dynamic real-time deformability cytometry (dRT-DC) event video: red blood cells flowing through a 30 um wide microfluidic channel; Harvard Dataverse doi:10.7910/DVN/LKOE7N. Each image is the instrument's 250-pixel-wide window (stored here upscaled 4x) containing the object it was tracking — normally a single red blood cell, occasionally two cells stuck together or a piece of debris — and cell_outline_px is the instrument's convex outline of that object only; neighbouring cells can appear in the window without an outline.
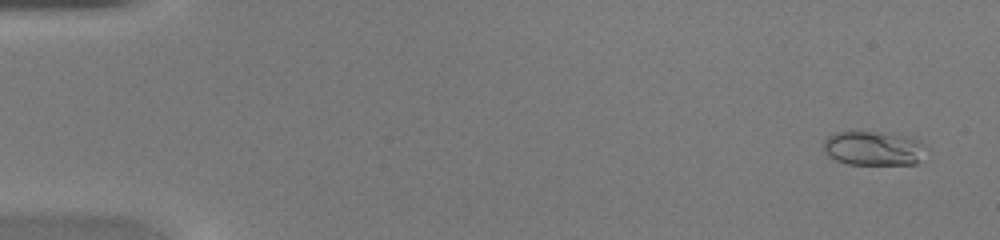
{"species": "common noctule bat (a hibernating species)", "species_latin": "Nyctalus noctula", "temperature_condition": "warm", "stored_images_in_passage": 45, "camera_frame_rate_fps": 3000, "um_per_image_px": 0.085, "animal": {"sex": "female", "body_mass_g": 20.0, "forearm_length_mm": 54.0}, "frame": {"image": 1, "passage_image": 2, "time_ms": 0.333, "image_size_px": [1000, 240], "cell_outline_px": [[928, 148], [920, 160], [916, 164], [848, 164], [836, 160], [828, 156], [824, 152], [824, 140], [828, 136], [836, 132], [880, 132], [912, 136], [920, 140]], "centroid_in_image_um": [74.3, 12.6], "position_along_channel_um": 10.7, "area_um2": 20.81}}
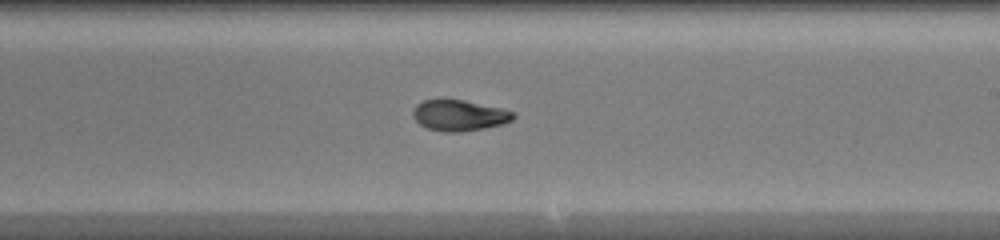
{"frame": {"image": 2, "passage_image": 27, "time_ms": 8.667, "image_size_px": [1000, 240], "cell_outline_px": [[516, 116], [512, 120], [504, 124], [484, 128], [460, 132], [444, 132], [428, 128], [420, 124], [412, 116], [412, 108], [416, 104], [424, 100], [464, 100], [500, 108], [516, 112]], "centroid_in_image_um": [39.04, 9.81], "position_along_channel_um": 250.0, "area_um2": 18.09}}
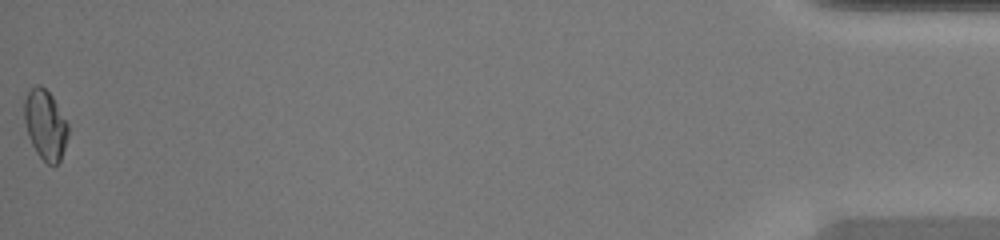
{"frame": {"image": 3, "passage_image": 45, "time_ms": 14.667, "image_size_px": [1000, 240], "cell_outline_px": [[68, 136], [60, 160], [56, 164], [48, 164], [36, 152], [28, 136], [24, 120], [24, 100], [28, 92], [36, 84], [40, 84], [52, 96], [68, 124]], "centroid_in_image_um": [3.84, 10.59], "position_along_channel_um": 431.4, "area_um2": 17.63}}